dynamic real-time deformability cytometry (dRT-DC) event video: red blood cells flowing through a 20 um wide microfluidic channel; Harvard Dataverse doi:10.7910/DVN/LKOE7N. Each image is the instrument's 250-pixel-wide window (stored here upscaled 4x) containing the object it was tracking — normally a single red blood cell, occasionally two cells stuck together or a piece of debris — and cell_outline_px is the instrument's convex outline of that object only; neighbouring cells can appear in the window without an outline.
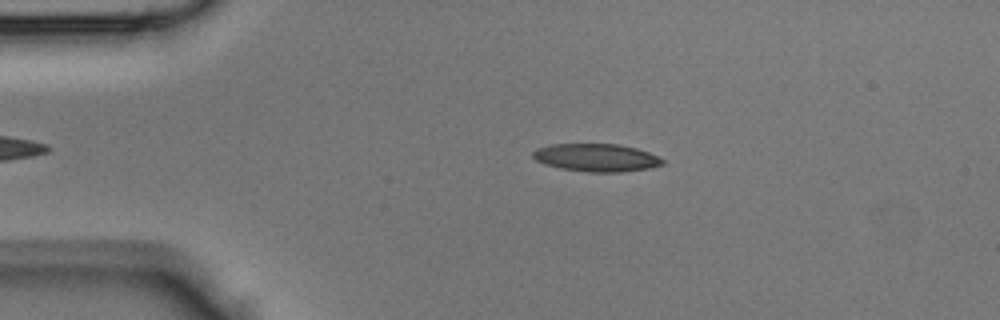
{"species": "Egyptian fruit bat (a non-hibernating species)", "species_latin": "Rousettus aegyptiacus", "temperature_condition": "room temperature", "stored_images_in_passage": 34, "camera_frame_rate_fps": 3000, "um_per_image_px": 0.085, "animal": {"sex": "male"}, "frame": {"image": 1, "passage_image": 4, "time_ms": 1.0, "image_size_px": [1000, 320], "cell_outline_px": [[664, 164], [648, 168], [620, 172], [588, 172], [560, 168], [544, 164], [536, 160], [532, 156], [532, 152], [536, 148], [548, 144], [620, 144], [636, 148], [648, 152], [664, 160]], "centroid_in_image_um": [50.65, 13.39], "position_along_channel_um": 34.4, "area_um2": 21.04}}
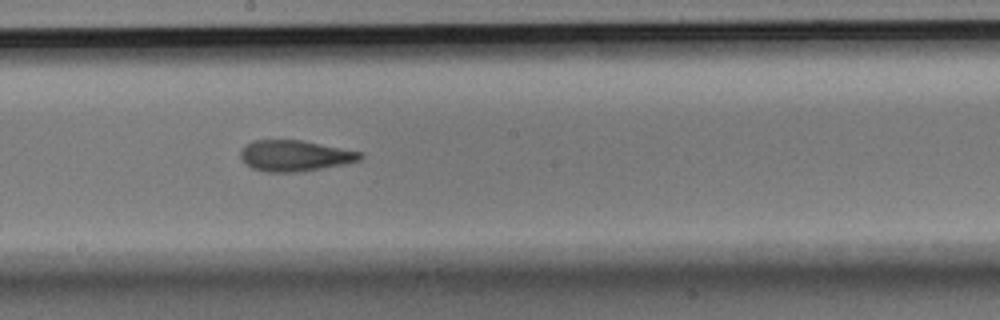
{"frame": {"image": 2, "passage_image": 19, "time_ms": 6.0, "image_size_px": [1000, 320], "cell_outline_px": [[364, 156], [360, 160], [344, 164], [296, 172], [268, 172], [252, 168], [244, 164], [240, 156], [240, 152], [252, 140], [300, 140], [364, 152]], "centroid_in_image_um": [25.07, 13.23], "position_along_channel_um": 223.1, "area_um2": 21.5}}
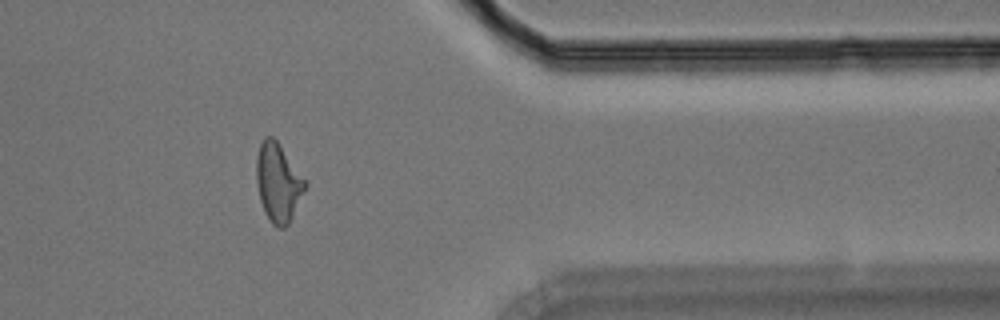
{"frame": {"image": 3, "passage_image": 31, "time_ms": 10.0, "image_size_px": [1000, 320], "cell_outline_px": [[308, 184], [288, 224], [284, 228], [276, 228], [272, 224], [264, 212], [260, 200], [256, 180], [256, 156], [260, 144], [264, 136], [272, 136], [280, 144], [308, 180]], "centroid_in_image_um": [23.66, 15.49], "position_along_channel_um": 387.7, "area_um2": 22.66}}